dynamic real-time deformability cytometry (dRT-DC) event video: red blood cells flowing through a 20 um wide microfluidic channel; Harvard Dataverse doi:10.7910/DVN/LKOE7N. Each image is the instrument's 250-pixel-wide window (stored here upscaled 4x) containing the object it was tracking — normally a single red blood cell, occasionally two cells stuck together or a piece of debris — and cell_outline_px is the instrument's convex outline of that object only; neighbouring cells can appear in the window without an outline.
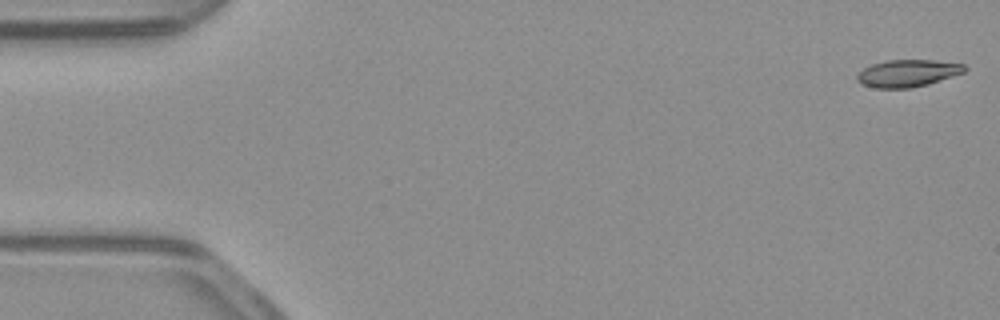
{"species": "common noctule bat (a hibernating species)", "species_latin": "Nyctalus noctula", "temperature_condition": "warm", "stored_images_in_passage": 53, "camera_frame_rate_fps": 3000, "um_per_image_px": 0.085, "animal": {"sex": "male", "body_mass_g": 23.1, "forearm_length_mm": 52.7}, "frame": {"image": 1, "passage_image": 1, "time_ms": 0.0, "image_size_px": [1000, 320], "cell_outline_px": [[968, 68], [964, 72], [928, 84], [912, 88], [876, 88], [860, 84], [856, 80], [856, 76], [864, 68], [872, 64], [888, 60], [936, 60], [964, 64]], "centroid_in_image_um": [77.15, 6.22], "position_along_channel_um": 7.9, "area_um2": 17.05}}
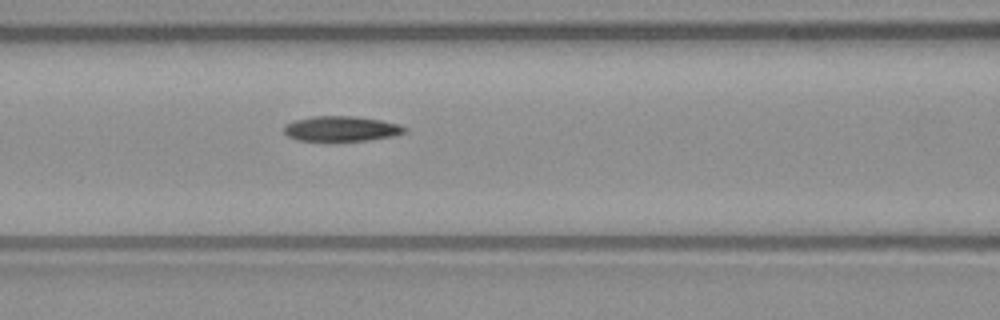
{"frame": {"image": 2, "passage_image": 22, "time_ms": 7.0, "image_size_px": [1000, 320], "cell_outline_px": [[408, 132], [396, 136], [368, 140], [296, 140], [288, 136], [284, 132], [284, 124], [292, 120], [312, 116], [356, 116], [380, 120], [400, 124], [408, 128]], "centroid_in_image_um": [29.04, 10.93], "position_along_channel_um": 137.6, "area_um2": 17.86}}
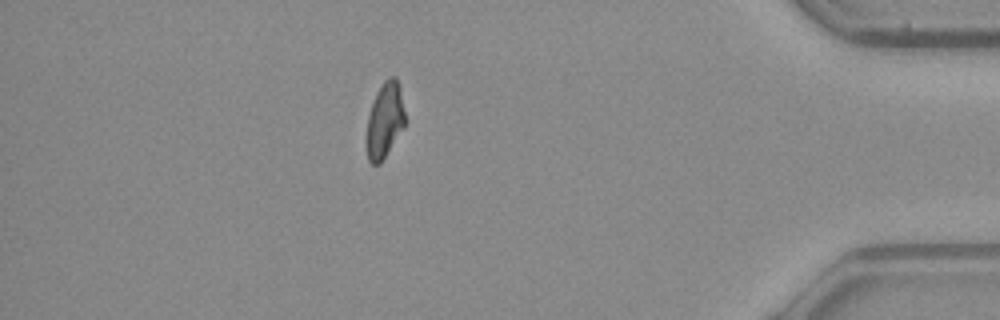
{"frame": {"image": 3, "passage_image": 46, "time_ms": 15.0, "image_size_px": [1000, 320], "cell_outline_px": [[404, 128], [380, 164], [372, 164], [368, 160], [364, 144], [364, 140], [368, 116], [372, 104], [384, 80], [388, 76], [396, 76], [400, 88], [404, 112]], "centroid_in_image_um": [32.67, 10.28], "position_along_channel_um": 402.5, "area_um2": 17.11}, "authors_computed_cell_mechanics": {"area_um2": 17.918, "velocity_mm_per_s": 3.9092, "shape_relaxation_time_tau1_ms": null, "shape_relaxation_time_tau2_ms": 4.155, "deformation_change_tau1": null, "deformation_change_tau2": 0.0962}}